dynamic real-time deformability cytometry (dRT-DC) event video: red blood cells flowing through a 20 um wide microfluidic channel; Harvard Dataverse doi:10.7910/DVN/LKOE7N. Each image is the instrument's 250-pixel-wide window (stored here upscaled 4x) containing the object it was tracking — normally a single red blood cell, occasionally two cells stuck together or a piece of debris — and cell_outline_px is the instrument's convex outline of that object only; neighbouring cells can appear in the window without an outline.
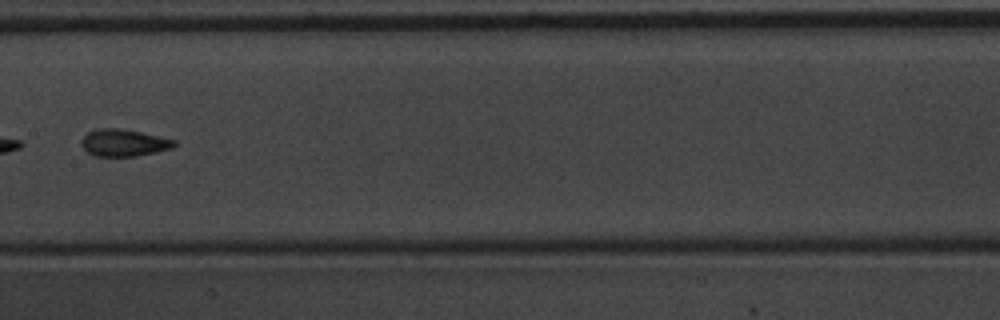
{"species": "common noctule bat (a hibernating species)", "species_latin": "Nyctalus noctula", "temperature_condition": "warm", "stored_images_in_passage": 11, "camera_frame_rate_fps": 3000, "um_per_image_px": 0.085, "animal": {"sex": "male", "body_mass_g": 20.1, "forearm_length_mm": 53.5}, "frame": {"image": 1, "passage_image": 8, "time_ms": 2.333, "image_size_px": [1000, 320], "cell_outline_px": [[176, 144], [172, 148], [156, 152], [136, 156], [92, 156], [80, 144], [80, 140], [88, 132], [96, 128], [120, 128], [140, 132], [176, 140]], "centroid_in_image_um": [10.49, 12.13], "position_along_channel_um": 196.9, "area_um2": 14.68}}